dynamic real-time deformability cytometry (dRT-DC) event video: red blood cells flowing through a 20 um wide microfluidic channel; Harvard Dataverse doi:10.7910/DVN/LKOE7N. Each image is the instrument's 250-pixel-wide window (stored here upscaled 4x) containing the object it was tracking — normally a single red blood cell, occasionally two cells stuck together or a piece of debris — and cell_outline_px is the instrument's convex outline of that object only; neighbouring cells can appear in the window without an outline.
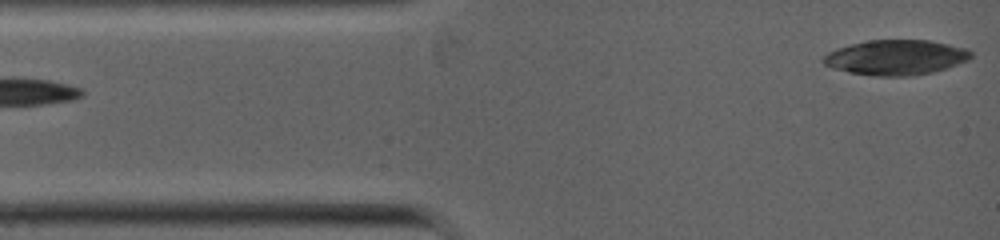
{"species": "common noctule bat (a hibernating species)", "species_latin": "Nyctalus noctula", "temperature_condition": "warm", "stored_images_in_passage": 4, "camera_frame_rate_fps": 5000, "um_per_image_px": 0.085, "animal": {"sex": "female", "body_mass_g": 19.0, "forearm_length_mm": 53.3}, "frame": {"image": 1, "passage_image": 1, "time_ms": 0.0, "image_size_px": [1000, 240], "cell_outline_px": [[972, 56], [968, 60], [932, 72], [912, 76], [876, 76], [848, 72], [832, 68], [824, 64], [820, 60], [828, 52], [852, 44], [868, 40], [928, 40], [948, 44], [964, 48], [972, 52]], "centroid_in_image_um": [76.12, 4.88], "position_along_channel_um": 8.9, "area_um2": 29.94}}